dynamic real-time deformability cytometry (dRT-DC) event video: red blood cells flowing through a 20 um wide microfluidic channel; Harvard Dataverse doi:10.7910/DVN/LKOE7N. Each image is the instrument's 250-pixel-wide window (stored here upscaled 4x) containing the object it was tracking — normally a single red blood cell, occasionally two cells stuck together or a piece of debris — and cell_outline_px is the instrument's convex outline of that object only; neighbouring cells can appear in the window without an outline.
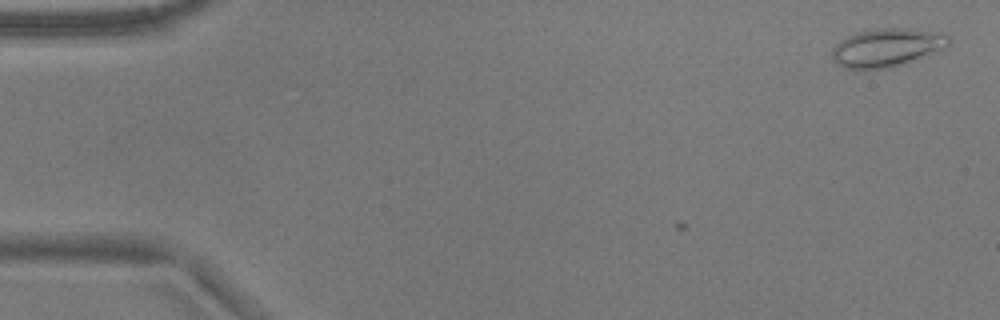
{"species": "common noctule bat (a hibernating species)", "species_latin": "Nyctalus noctula", "temperature_condition": "warm", "stored_images_in_passage": 3, "camera_frame_rate_fps": 3000, "um_per_image_px": 0.085, "animal": {"sex": "male", "body_mass_g": 17.9}, "frame": {"image": 1, "passage_image": 1, "time_ms": 0.0, "image_size_px": [1000, 320], "cell_outline_px": [[952, 40], [948, 44], [920, 56], [900, 64], [888, 68], [844, 68], [836, 64], [832, 60], [832, 48], [840, 40], [856, 32], [872, 28], [916, 28], [948, 36]], "centroid_in_image_um": [75.26, 4.01], "position_along_channel_um": 9.7, "area_um2": 25.37}}